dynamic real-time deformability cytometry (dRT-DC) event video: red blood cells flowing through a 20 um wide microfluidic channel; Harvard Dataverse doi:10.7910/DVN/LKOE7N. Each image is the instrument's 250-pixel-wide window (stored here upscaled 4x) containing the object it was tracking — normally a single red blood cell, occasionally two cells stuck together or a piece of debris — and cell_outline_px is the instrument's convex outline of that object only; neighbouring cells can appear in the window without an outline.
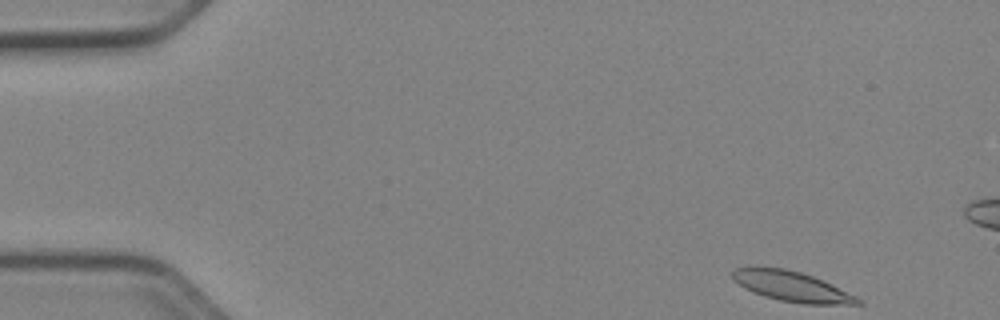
{"species": "Egyptian fruit bat (a non-hibernating species)", "species_latin": "Rousettus aegyptiacus", "temperature_condition": "cold", "stored_images_in_passage": 12, "camera_frame_rate_fps": 3000, "um_per_image_px": 0.085, "animal": {"sex": "female"}, "frame": {"image": 1, "passage_image": 1, "time_ms": 0.0, "image_size_px": [1000, 320], "cell_outline_px": [[864, 304], [804, 304], [780, 300], [764, 296], [752, 292], [744, 288], [732, 276], [732, 272], [736, 268], [756, 264], [784, 268], [800, 272], [812, 276], [832, 284], [864, 300]], "centroid_in_image_um": [67.28, 24.32], "position_along_channel_um": 17.7, "area_um2": 22.31}}